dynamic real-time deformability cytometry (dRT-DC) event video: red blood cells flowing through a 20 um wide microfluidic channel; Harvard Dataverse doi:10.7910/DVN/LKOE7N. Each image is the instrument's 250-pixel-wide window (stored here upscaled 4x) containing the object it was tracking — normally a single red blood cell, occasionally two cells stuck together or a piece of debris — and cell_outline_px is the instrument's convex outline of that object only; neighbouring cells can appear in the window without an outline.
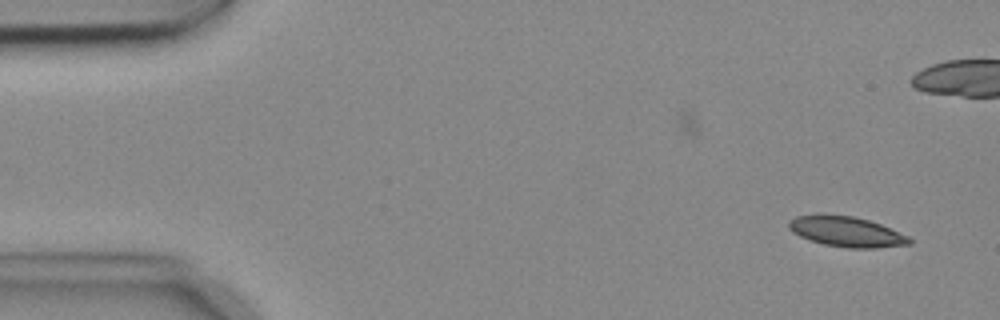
{"species": "common noctule bat (a hibernating species)", "species_latin": "Nyctalus noctula", "temperature_condition": "cold", "stored_images_in_passage": 3, "camera_frame_rate_fps": 3000, "um_per_image_px": 0.085, "animal": {"sex": "female", "body_mass_g": 18.4}, "frame": {"image": 1, "passage_image": 3, "time_ms": 0.667, "image_size_px": [1000, 320], "cell_outline_px": [[912, 244], [876, 248], [848, 248], [824, 244], [808, 240], [792, 232], [788, 228], [788, 220], [796, 216], [820, 212], [824, 212], [852, 216], [868, 220], [880, 224], [908, 236], [912, 240]], "centroid_in_image_um": [71.88, 19.66], "position_along_channel_um": 13.1, "area_um2": 21.73}}